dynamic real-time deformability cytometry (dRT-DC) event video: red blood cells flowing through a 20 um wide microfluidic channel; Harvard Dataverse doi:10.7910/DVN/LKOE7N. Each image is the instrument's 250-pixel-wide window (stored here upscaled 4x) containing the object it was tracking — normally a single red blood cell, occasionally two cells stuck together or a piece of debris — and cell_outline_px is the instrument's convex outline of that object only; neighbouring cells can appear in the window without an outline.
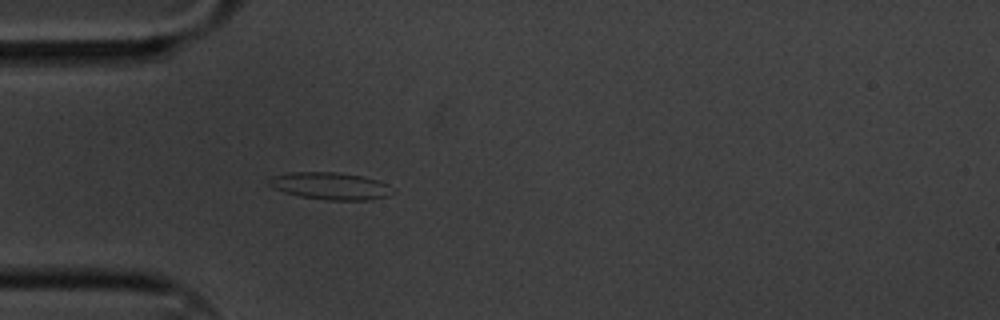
{"species": "common noctule bat (a hibernating species)", "species_latin": "Nyctalus noctula", "temperature_condition": "cold", "stored_images_in_passage": 3, "camera_frame_rate_fps": 3000, "um_per_image_px": 0.085, "animal": {"sex": "male", "body_mass_g": 20.1, "forearm_length_mm": 53.5}, "frame": {"image": 1, "passage_image": 3, "time_ms": 0.667, "image_size_px": [1000, 320], "cell_outline_px": [[396, 192], [388, 196], [368, 200], [328, 200], [300, 196], [284, 192], [268, 184], [268, 180], [272, 176], [288, 172], [336, 172], [364, 176], [388, 184]], "centroid_in_image_um": [28.12, 15.8], "position_along_channel_um": 56.9, "area_um2": 19.65}}